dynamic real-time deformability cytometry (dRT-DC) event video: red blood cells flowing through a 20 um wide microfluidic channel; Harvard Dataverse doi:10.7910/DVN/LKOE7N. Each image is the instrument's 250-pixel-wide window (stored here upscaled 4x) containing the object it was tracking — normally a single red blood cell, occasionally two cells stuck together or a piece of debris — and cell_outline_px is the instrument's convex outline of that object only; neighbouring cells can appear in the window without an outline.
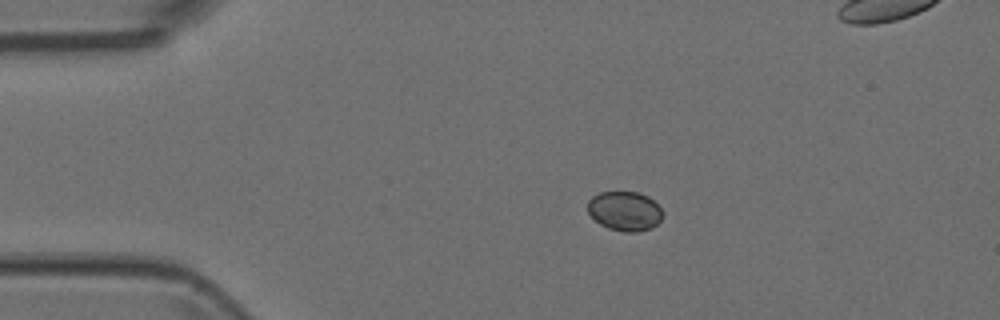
{"species": "Egyptian fruit bat (a non-hibernating species)", "species_latin": "Rousettus aegyptiacus", "temperature_condition": "room temperature", "stored_images_in_passage": 3, "camera_frame_rate_fps": 3000, "um_per_image_px": 0.085, "animal": {"sex": "female"}, "frame": {"image": 1, "passage_image": 1, "time_ms": 0.0, "image_size_px": [1000, 320], "cell_outline_px": [[664, 216], [652, 228], [640, 232], [624, 232], [608, 228], [600, 224], [588, 212], [588, 200], [592, 196], [600, 192], [640, 192], [648, 196], [664, 212]], "centroid_in_image_um": [53.12, 17.94], "position_along_channel_um": 31.9, "area_um2": 17.34}}